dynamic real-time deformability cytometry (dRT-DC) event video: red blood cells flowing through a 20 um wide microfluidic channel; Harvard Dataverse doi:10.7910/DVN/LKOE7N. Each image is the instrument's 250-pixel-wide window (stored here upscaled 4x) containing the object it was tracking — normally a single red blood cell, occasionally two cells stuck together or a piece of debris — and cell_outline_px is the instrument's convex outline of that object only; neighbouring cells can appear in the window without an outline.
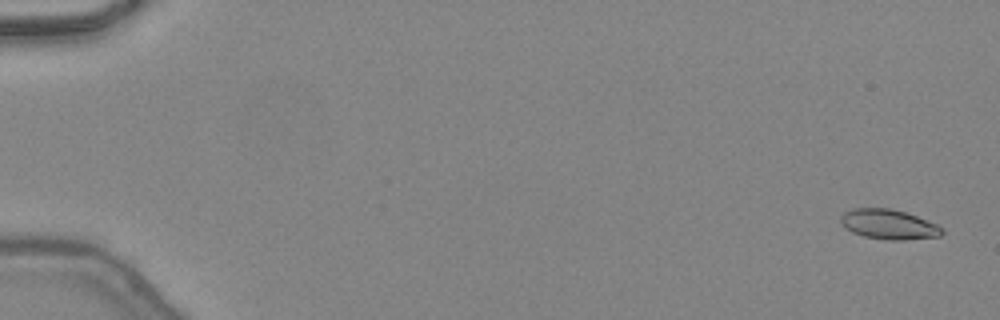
{"species": "common noctule bat (a hibernating species)", "species_latin": "Nyctalus noctula", "temperature_condition": "warm", "stored_images_in_passage": 48, "camera_frame_rate_fps": 3000, "um_per_image_px": 0.085, "animal": {"sex": "female", "body_mass_g": 24.6, "forearm_length_mm": 56.2}, "frame": {"image": 1, "passage_image": 2, "time_ms": 0.333, "image_size_px": [1000, 320], "cell_outline_px": [[944, 232], [940, 236], [904, 240], [888, 240], [864, 236], [852, 232], [840, 220], [840, 216], [844, 212], [852, 208], [892, 208], [916, 216], [936, 224], [944, 228]], "centroid_in_image_um": [75.56, 19.07], "position_along_channel_um": 9.4, "area_um2": 17.51}}
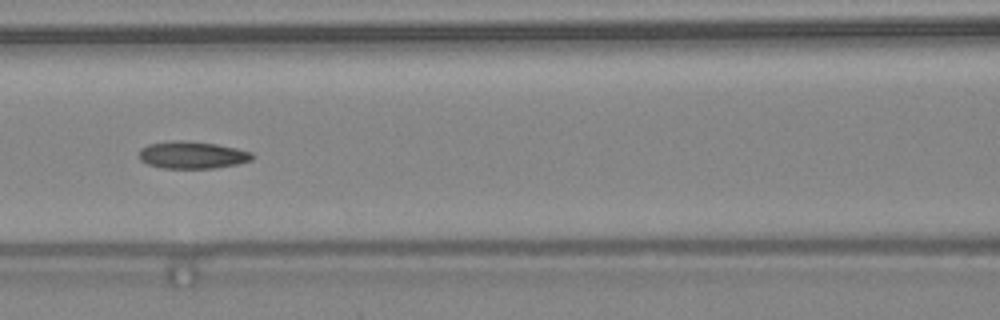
{"frame": {"image": 2, "passage_image": 23, "time_ms": 7.333, "image_size_px": [1000, 320], "cell_outline_px": [[256, 156], [252, 160], [236, 164], [212, 168], [160, 168], [148, 164], [140, 160], [140, 148], [148, 144], [172, 140], [180, 140], [216, 144], [236, 148], [252, 152]], "centroid_in_image_um": [16.34, 13.17], "position_along_channel_um": 150.3, "area_um2": 17.98}}
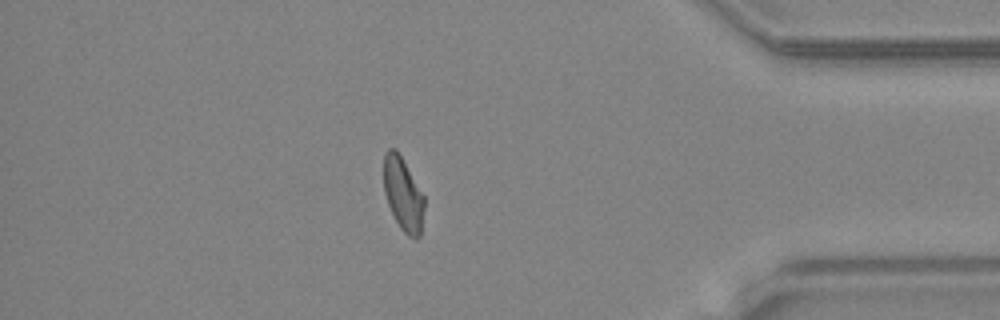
{"frame": {"image": 3, "passage_image": 42, "time_ms": 13.667, "image_size_px": [1000, 320], "cell_outline_px": [[424, 208], [420, 236], [416, 240], [408, 236], [400, 228], [388, 204], [384, 192], [384, 152], [388, 148], [396, 148], [424, 196]], "centroid_in_image_um": [34.26, 16.51], "position_along_channel_um": 400.9, "area_um2": 17.22}, "authors_computed_cell_mechanics": {"area_um2": 17.7446, "velocity_mm_per_s": 4.4496, "shape_relaxation_time_tau1_ms": null, "shape_relaxation_time_tau2_ms": 1.8978, "deformation_change_tau1": null, "deformation_change_tau2": 0.0808}}